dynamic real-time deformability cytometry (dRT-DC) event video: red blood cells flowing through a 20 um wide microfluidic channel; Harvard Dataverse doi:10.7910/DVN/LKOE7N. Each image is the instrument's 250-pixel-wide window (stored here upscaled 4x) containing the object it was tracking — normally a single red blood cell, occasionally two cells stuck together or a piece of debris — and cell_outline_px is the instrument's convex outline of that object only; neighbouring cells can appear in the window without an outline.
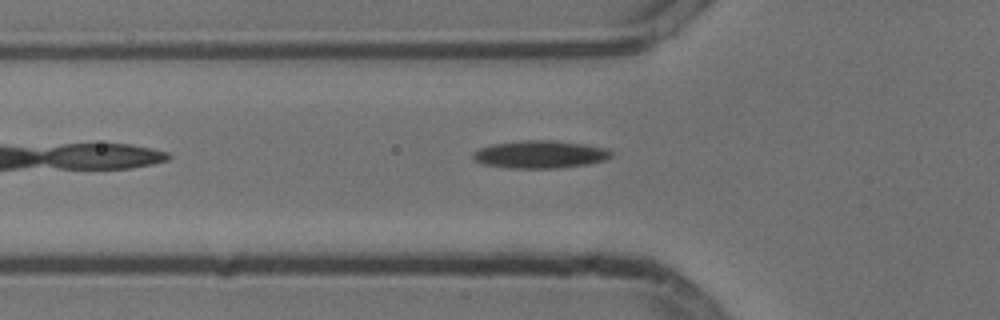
{"species": "common noctule bat (a hibernating species)", "species_latin": "Nyctalus noctula", "temperature_condition": "cold", "stored_images_in_passage": 33, "camera_frame_rate_fps": 3000, "um_per_image_px": 0.085, "animal": {"sex": "male", "body_mass_g": 13.3}, "frame": {"image": 1, "passage_image": 2, "time_ms": 0.333, "image_size_px": [1000, 320], "cell_outline_px": [[612, 156], [600, 160], [584, 164], [556, 168], [512, 168], [484, 164], [476, 160], [472, 156], [480, 148], [496, 144], [524, 140], [552, 140], [580, 144], [600, 148], [612, 152]], "centroid_in_image_um": [45.85, 13.12], "position_along_channel_um": 79.9, "area_um2": 21.39}}
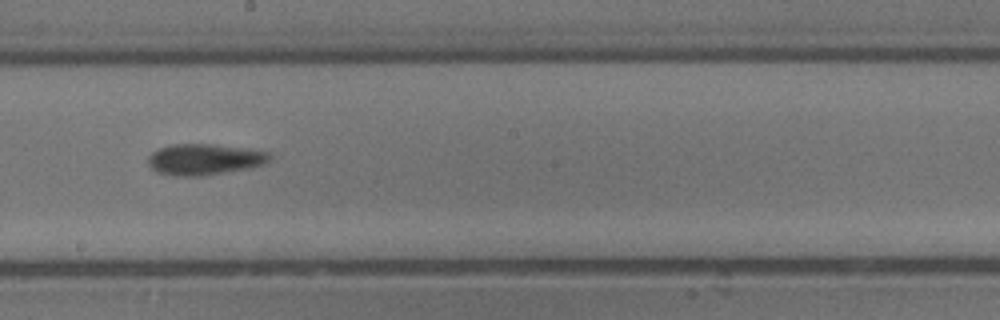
{"frame": {"image": 2, "passage_image": 14, "time_ms": 4.333, "image_size_px": [1000, 320], "cell_outline_px": [[268, 160], [260, 164], [244, 168], [200, 176], [180, 176], [160, 172], [152, 168], [148, 164], [148, 156], [152, 152], [160, 148], [172, 144], [212, 144], [264, 152], [268, 156]], "centroid_in_image_um": [17.24, 13.54], "position_along_channel_um": 231.0, "area_um2": 20.98}}
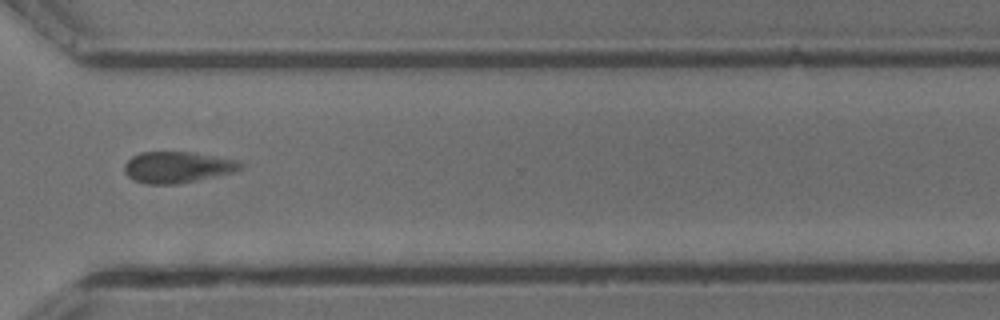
{"frame": {"image": 3, "passage_image": 24, "time_ms": 7.667, "image_size_px": [1000, 320], "cell_outline_px": [[240, 168], [228, 172], [192, 180], [172, 184], [144, 184], [128, 176], [124, 172], [124, 164], [132, 156], [140, 152], [188, 152], [232, 160], [240, 164]], "centroid_in_image_um": [14.89, 14.2], "position_along_channel_um": 355.7, "area_um2": 20.06}, "authors_computed_cell_mechanics": {"area_um2": 20.6346, "velocity_mm_per_s": 3.7556, "shape_relaxation_time_tau1_ms": 7.7669, "shape_relaxation_time_tau2_ms": 4.6756, "deformation_change_tau1": 0.1346, "deformation_change_tau2": 0.1167}}